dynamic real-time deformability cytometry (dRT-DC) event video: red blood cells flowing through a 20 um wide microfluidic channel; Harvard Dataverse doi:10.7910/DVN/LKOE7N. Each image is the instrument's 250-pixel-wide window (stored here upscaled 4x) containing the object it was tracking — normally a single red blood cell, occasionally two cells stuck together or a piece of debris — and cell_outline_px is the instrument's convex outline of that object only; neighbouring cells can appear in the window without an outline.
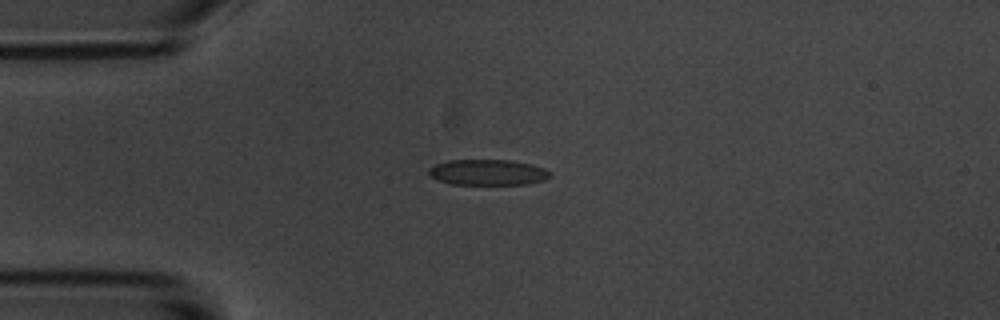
{"species": "common noctule bat (a hibernating species)", "species_latin": "Nyctalus noctula", "temperature_condition": "room temperature", "stored_images_in_passage": 5, "camera_frame_rate_fps": 3000, "um_per_image_px": 0.085, "animal": {"sex": "male", "body_mass_g": 20.1, "forearm_length_mm": 53.5}, "frame": {"image": 1, "passage_image": 3, "time_ms": 2.333, "image_size_px": [1000, 320], "cell_outline_px": [[552, 176], [544, 180], [528, 184], [452, 184], [436, 180], [428, 176], [428, 168], [436, 164], [448, 160], [508, 160], [532, 164], [544, 168], [552, 172]], "centroid_in_image_um": [41.46, 14.65], "position_along_channel_um": 43.5, "area_um2": 18.38}}
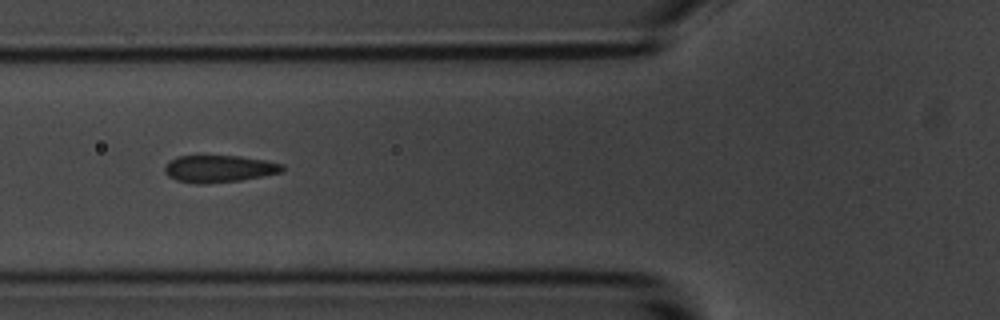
{"frame": {"image": 2, "passage_image": 5, "time_ms": 4.667, "image_size_px": [1000, 320], "cell_outline_px": [[284, 172], [240, 180], [204, 184], [196, 184], [176, 180], [168, 176], [164, 172], [164, 168], [168, 160], [176, 156], [240, 156], [264, 160], [284, 164]], "centroid_in_image_um": [18.6, 14.34], "position_along_channel_um": 107.2, "area_um2": 18.73}}